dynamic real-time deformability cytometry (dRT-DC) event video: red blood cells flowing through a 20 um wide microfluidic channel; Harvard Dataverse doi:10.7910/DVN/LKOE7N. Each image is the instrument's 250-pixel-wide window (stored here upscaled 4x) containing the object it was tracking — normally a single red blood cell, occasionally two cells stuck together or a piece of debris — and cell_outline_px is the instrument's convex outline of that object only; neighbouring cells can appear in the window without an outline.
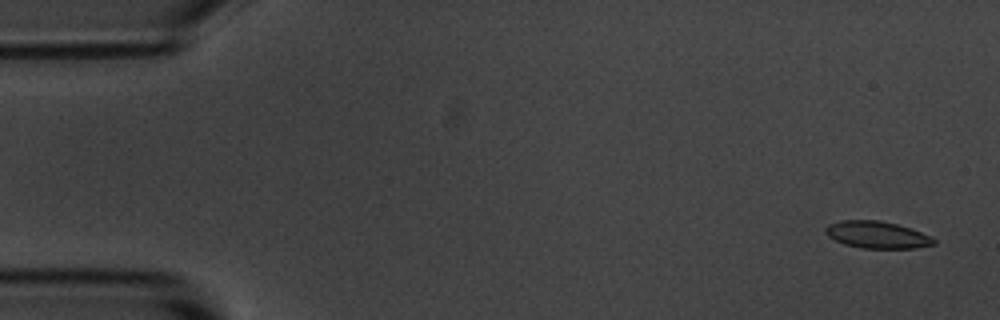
{"species": "common noctule bat (a hibernating species)", "species_latin": "Nyctalus noctula", "temperature_condition": "room temperature", "stored_images_in_passage": 5, "segment_of_instrument_passage": [1, 2], "camera_frame_rate_fps": 3000, "um_per_image_px": 0.085, "animal": {"sex": "male", "body_mass_g": 20.1, "forearm_length_mm": 53.5}, "frame": {"image": 1, "passage_image": 1, "time_ms": 0.0, "image_size_px": [1000, 320], "cell_outline_px": [[936, 244], [916, 248], [860, 248], [844, 244], [828, 236], [824, 232], [824, 228], [828, 224], [840, 220], [880, 220], [896, 224], [932, 236], [936, 240]], "centroid_in_image_um": [74.53, 19.96], "position_along_channel_um": 10.5, "area_um2": 17.11}}
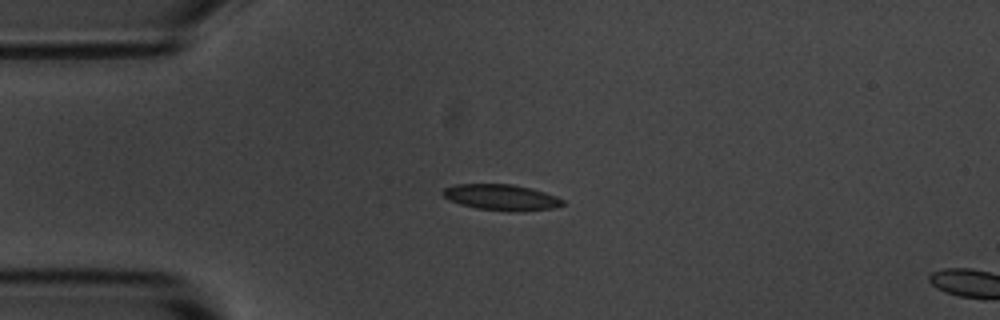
{"frame": {"image": 2, "passage_image": 4, "time_ms": 3.667, "image_size_px": [1000, 320], "cell_outline_px": [[564, 204], [556, 208], [520, 212], [508, 212], [476, 208], [460, 204], [444, 196], [440, 192], [444, 188], [456, 184], [512, 184], [532, 188], [556, 196], [564, 200]], "centroid_in_image_um": [42.65, 16.78], "position_along_channel_um": 42.3, "area_um2": 18.32}}